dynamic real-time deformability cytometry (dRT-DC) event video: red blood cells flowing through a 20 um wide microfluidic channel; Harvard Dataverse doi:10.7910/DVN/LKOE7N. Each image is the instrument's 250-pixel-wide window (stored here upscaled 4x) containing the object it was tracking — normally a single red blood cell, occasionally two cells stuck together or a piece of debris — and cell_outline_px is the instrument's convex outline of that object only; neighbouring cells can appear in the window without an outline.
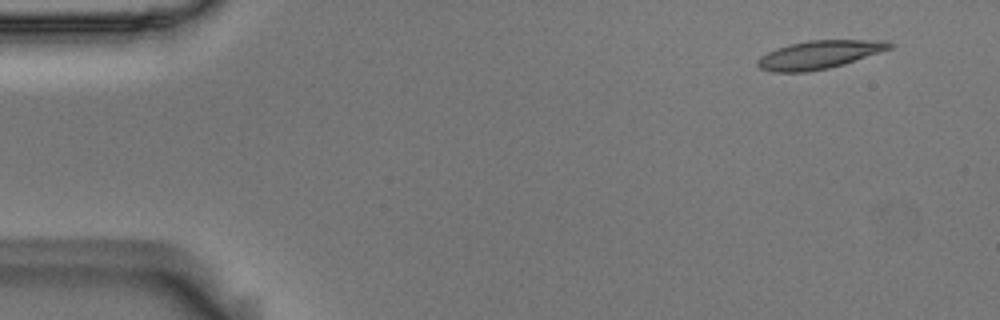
{"species": "Egyptian fruit bat (a non-hibernating species)", "species_latin": "Rousettus aegyptiacus", "temperature_condition": "room temperature", "stored_images_in_passage": 5, "segment_of_instrument_passage": [1, 2], "camera_frame_rate_fps": 3000, "um_per_image_px": 0.085, "animal": {"sex": "male"}, "frame": {"image": 1, "passage_image": 1, "time_ms": 0.0, "image_size_px": [1000, 320], "cell_outline_px": [[896, 44], [892, 48], [844, 64], [828, 68], [808, 72], [772, 72], [760, 68], [756, 64], [756, 60], [760, 56], [776, 48], [788, 44], [808, 40], [888, 40]], "centroid_in_image_um": [69.63, 4.64], "position_along_channel_um": 15.4, "area_um2": 21.91}}
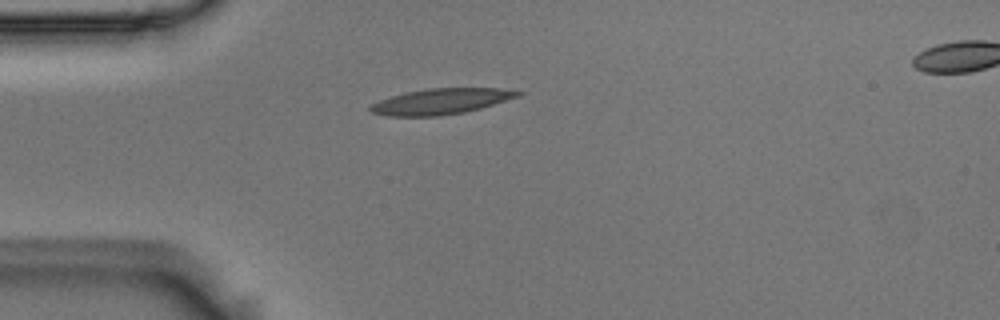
{"frame": {"image": 2, "passage_image": 4, "time_ms": 1.0, "image_size_px": [1000, 320], "cell_outline_px": [[524, 92], [520, 96], [480, 108], [464, 112], [436, 116], [388, 116], [372, 112], [368, 108], [372, 104], [380, 100], [404, 92], [428, 88], [500, 88]], "centroid_in_image_um": [37.48, 8.61], "position_along_channel_um": 47.5, "area_um2": 21.96}}